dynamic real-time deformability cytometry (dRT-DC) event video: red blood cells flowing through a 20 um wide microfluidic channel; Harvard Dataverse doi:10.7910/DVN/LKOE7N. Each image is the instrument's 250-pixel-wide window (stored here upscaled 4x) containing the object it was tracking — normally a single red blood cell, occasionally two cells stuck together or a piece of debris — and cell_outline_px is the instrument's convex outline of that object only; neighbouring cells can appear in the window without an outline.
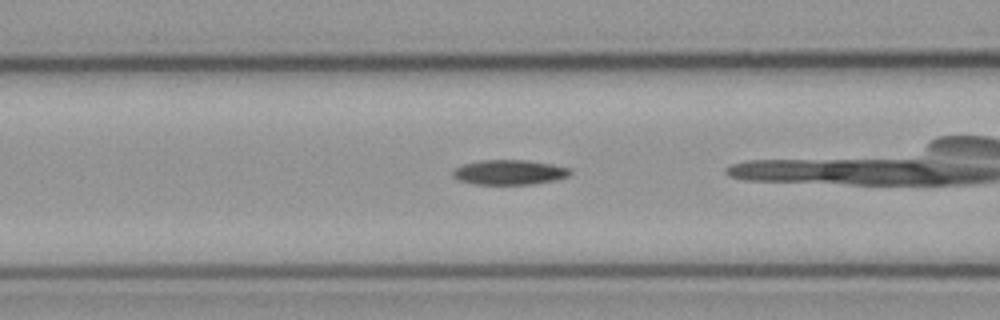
{"species": "common noctule bat (a hibernating species)", "species_latin": "Nyctalus noctula", "temperature_condition": "cold", "stored_images_in_passage": 37, "camera_frame_rate_fps": 3000, "um_per_image_px": 0.085, "animal": {"sex": "male", "body_mass_g": 23.1, "forearm_length_mm": 52.7}, "frame": {"image": 1, "passage_image": 11, "time_ms": 3.333, "image_size_px": [1000, 320], "cell_outline_px": [[572, 172], [568, 176], [556, 180], [532, 184], [476, 184], [456, 180], [452, 176], [452, 172], [456, 168], [464, 164], [480, 160], [524, 160], [552, 164], [568, 168]], "centroid_in_image_um": [43.27, 14.65], "position_along_channel_um": 123.3, "area_um2": 16.94}}
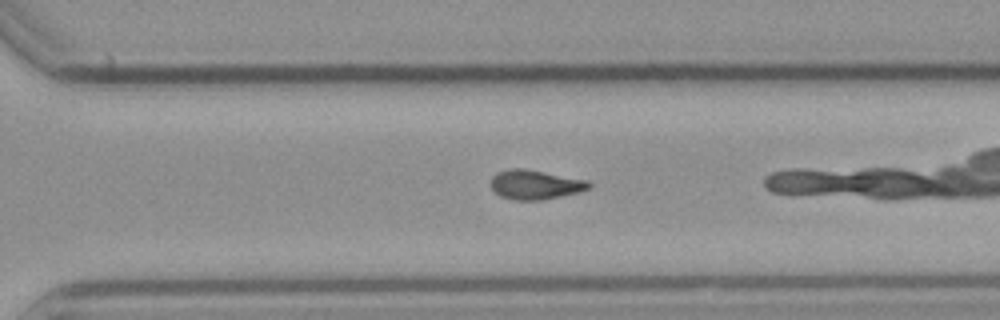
{"frame": {"image": 2, "passage_image": 27, "time_ms": 8.667, "image_size_px": [1000, 320], "cell_outline_px": [[592, 184], [588, 188], [580, 192], [544, 200], [516, 200], [500, 196], [488, 184], [492, 176], [496, 172], [508, 168], [520, 168], [588, 180]], "centroid_in_image_um": [45.45, 15.7], "position_along_channel_um": 325.1, "area_um2": 16.88}}